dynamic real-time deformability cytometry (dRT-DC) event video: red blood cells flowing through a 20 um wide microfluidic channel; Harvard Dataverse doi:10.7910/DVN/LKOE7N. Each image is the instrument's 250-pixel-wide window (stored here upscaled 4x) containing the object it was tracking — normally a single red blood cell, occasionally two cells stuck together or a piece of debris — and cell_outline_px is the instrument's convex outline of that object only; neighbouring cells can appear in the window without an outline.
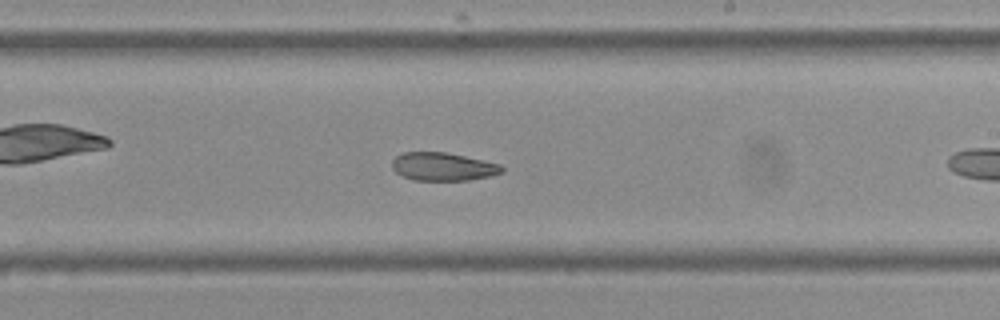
{"species": "Egyptian fruit bat (a non-hibernating species)", "species_latin": "Rousettus aegyptiacus", "temperature_condition": "cold", "stored_images_in_passage": 32, "camera_frame_rate_fps": 3000, "um_per_image_px": 0.085, "frame": {"image": 1, "passage_image": 19, "time_ms": 6.0, "image_size_px": [1000, 320], "cell_outline_px": [[504, 172], [492, 176], [468, 180], [412, 180], [396, 172], [392, 168], [392, 160], [396, 156], [404, 152], [444, 152], [484, 160], [500, 164], [504, 168]], "centroid_in_image_um": [37.67, 14.17], "position_along_channel_um": 251.3, "area_um2": 18.03}}